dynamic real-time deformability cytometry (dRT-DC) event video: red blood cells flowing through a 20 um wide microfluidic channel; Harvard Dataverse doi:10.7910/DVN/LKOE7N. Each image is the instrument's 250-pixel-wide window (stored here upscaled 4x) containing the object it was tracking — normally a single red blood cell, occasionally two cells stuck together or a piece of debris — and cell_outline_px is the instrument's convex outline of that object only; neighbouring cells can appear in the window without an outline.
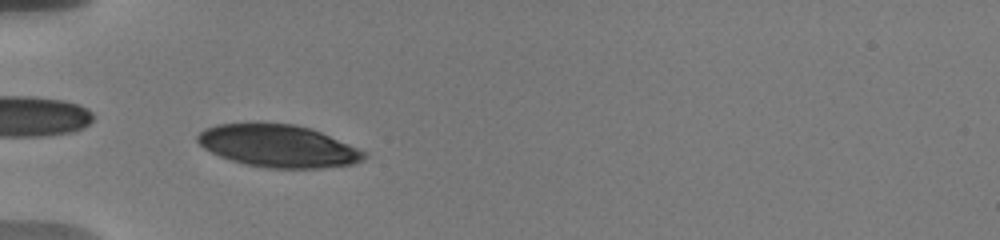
{"species": "human", "species_latin": "Homo sapiens", "temperature_condition": "warm", "stored_images_in_passage": 34, "camera_frame_rate_fps": 3000, "um_per_image_px": 0.085, "donor": {"sex": "male"}, "frame": {"image": 1, "passage_image": 12, "time_ms": 4.333, "image_size_px": [1000, 240], "cell_outline_px": [[368, 156], [352, 164], [320, 168], [268, 168], [244, 164], [220, 156], [204, 148], [196, 140], [196, 136], [204, 128], [216, 124], [296, 124], [312, 128], [348, 144], [364, 152]], "centroid_in_image_um": [23.62, 12.41], "position_along_channel_um": 61.4, "area_um2": 40.69}}
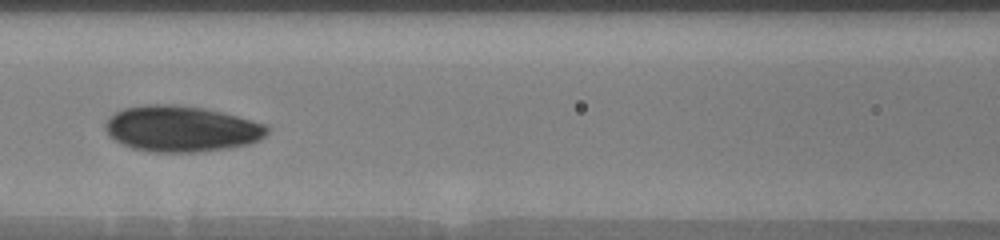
{"frame": {"image": 2, "passage_image": 15, "time_ms": 7.0, "image_size_px": [1000, 240], "cell_outline_px": [[268, 132], [260, 140], [248, 144], [228, 148], [192, 152], [152, 152], [132, 148], [108, 136], [104, 128], [104, 124], [108, 116], [124, 108], [144, 104], [172, 104], [204, 108], [268, 124]], "centroid_in_image_um": [15.39, 10.94], "position_along_channel_um": 151.2, "area_um2": 43.41}}
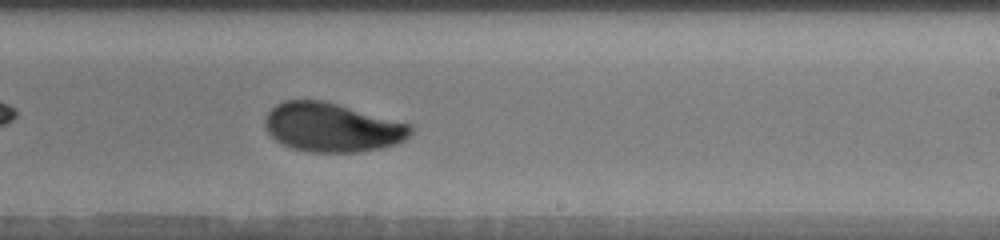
{"frame": {"image": 3, "passage_image": 19, "time_ms": 10.0, "image_size_px": [1000, 240], "cell_outline_px": [[412, 132], [404, 140], [396, 144], [380, 148], [356, 152], [308, 152], [292, 148], [280, 144], [268, 132], [264, 124], [264, 120], [268, 112], [276, 104], [284, 100], [324, 100], [408, 124], [412, 128]], "centroid_in_image_um": [28.17, 10.83], "position_along_channel_um": 260.8, "area_um2": 41.33}, "authors_computed_cell_mechanics": {"area_um2": 38.7838, "velocity_mm_per_s": 3.6564, "shape_relaxation_time_tau1_ms": 5.1233, "shape_relaxation_time_tau2_ms": 1.0167, "deformation_change_tau1": 0.1219, "deformation_change_tau2": 0.0333}}